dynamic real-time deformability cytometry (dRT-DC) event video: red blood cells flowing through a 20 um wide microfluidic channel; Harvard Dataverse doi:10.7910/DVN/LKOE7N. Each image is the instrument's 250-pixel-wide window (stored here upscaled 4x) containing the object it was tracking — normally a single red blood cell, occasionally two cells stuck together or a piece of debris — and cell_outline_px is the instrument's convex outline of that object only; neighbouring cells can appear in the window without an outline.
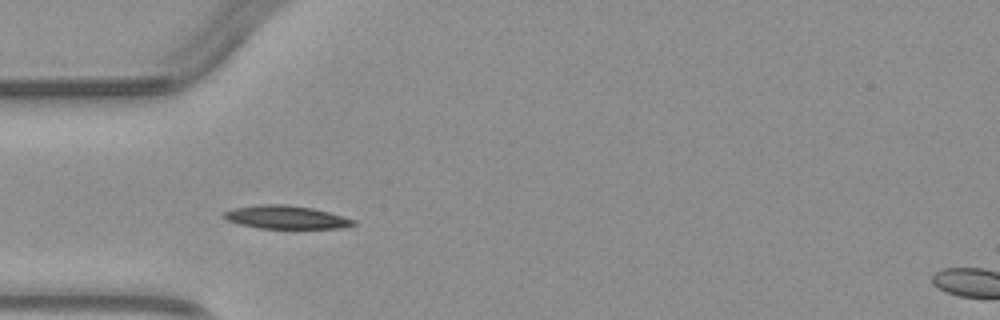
{"species": "common noctule bat (a hibernating species)", "species_latin": "Nyctalus noctula", "temperature_condition": "warm", "stored_images_in_passage": 3, "camera_frame_rate_fps": 3000, "um_per_image_px": 0.085, "animal": {"sex": "male", "body_mass_g": 23.1, "forearm_length_mm": 52.7}, "frame": {"image": 1, "passage_image": 3, "time_ms": 2.667, "image_size_px": [1000, 320], "cell_outline_px": [[356, 224], [344, 228], [260, 228], [240, 224], [228, 220], [220, 216], [224, 212], [232, 208], [260, 204], [288, 204], [312, 208], [328, 212], [356, 220]], "centroid_in_image_um": [24.3, 18.46], "position_along_channel_um": 60.7, "area_um2": 17.51}}